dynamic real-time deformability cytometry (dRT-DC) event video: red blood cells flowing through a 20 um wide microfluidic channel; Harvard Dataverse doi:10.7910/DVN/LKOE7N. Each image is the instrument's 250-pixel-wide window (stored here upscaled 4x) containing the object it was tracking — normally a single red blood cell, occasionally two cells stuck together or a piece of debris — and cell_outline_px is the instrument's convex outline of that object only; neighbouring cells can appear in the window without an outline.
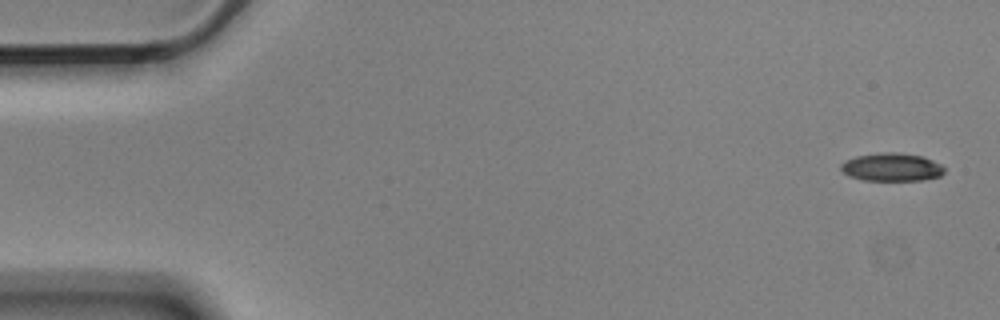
{"species": "Egyptian fruit bat (a non-hibernating species)", "species_latin": "Rousettus aegyptiacus", "temperature_condition": "cold", "stored_images_in_passage": 3, "camera_frame_rate_fps": 3000, "um_per_image_px": 0.085, "animal": {"sex": "male"}, "frame": {"image": 1, "passage_image": 1, "time_ms": 0.0, "image_size_px": [1000, 320], "cell_outline_px": [[944, 172], [940, 176], [920, 180], [860, 180], [848, 176], [840, 168], [840, 164], [844, 160], [856, 156], [884, 152], [896, 152], [924, 156], [940, 164], [944, 168]], "centroid_in_image_um": [75.76, 14.2], "position_along_channel_um": 9.2, "area_um2": 16.99}}